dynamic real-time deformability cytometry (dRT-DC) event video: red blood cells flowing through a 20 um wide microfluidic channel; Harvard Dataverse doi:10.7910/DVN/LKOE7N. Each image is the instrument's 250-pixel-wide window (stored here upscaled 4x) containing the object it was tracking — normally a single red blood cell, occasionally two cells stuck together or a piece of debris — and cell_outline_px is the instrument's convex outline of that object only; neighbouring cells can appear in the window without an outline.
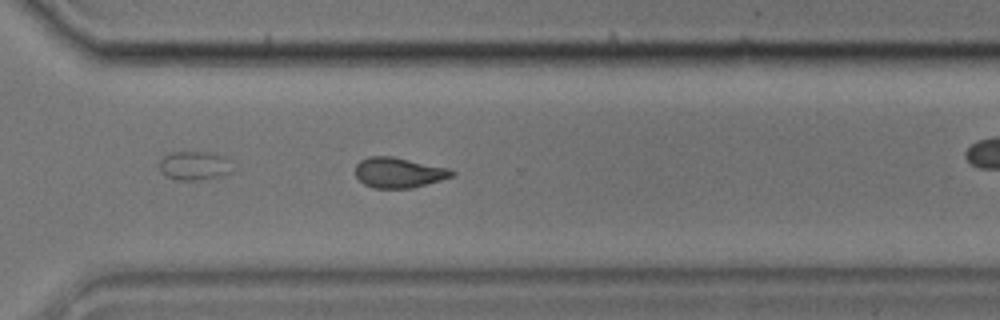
{"species": "common noctule bat (a hibernating species)", "species_latin": "Nyctalus noctula", "temperature_condition": "cold", "stored_images_in_passage": 56, "camera_frame_rate_fps": 3000, "um_per_image_px": 0.085, "animal": {"sex": "male", "body_mass_g": 17.9}, "frame": {"image": 1, "passage_image": 40, "time_ms": 13.0, "image_size_px": [1000, 320], "cell_outline_px": [[456, 172], [452, 176], [440, 180], [412, 188], [372, 188], [364, 184], [356, 176], [356, 164], [360, 160], [368, 156], [392, 156], [448, 168]], "centroid_in_image_um": [33.86, 14.67], "position_along_channel_um": 336.7, "area_um2": 16.94}, "authors_computed_cell_mechanics": {"area_um2": 18.1781, "velocity_mm_per_s": 3.4826, "shape_relaxation_time_tau1_ms": null, "shape_relaxation_time_tau2_ms": 4.8616, "deformation_change_tau1": null, "deformation_change_tau2": 0.0966}}